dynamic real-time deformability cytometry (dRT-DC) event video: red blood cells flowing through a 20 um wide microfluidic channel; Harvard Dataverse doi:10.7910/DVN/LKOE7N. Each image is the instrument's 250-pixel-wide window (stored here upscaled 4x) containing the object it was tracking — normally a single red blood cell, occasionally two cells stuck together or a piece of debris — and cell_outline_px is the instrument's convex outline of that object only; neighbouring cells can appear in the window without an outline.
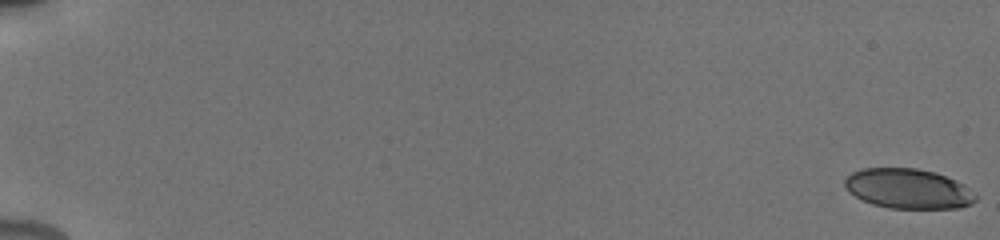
{"species": "human", "species_latin": "Homo sapiens", "temperature_condition": "cold", "stored_images_in_passage": 9, "camera_frame_rate_fps": 3000, "um_per_image_px": 0.085, "donor": {"sex": "male"}, "frame": {"image": 1, "passage_image": 1, "time_ms": 0.0, "image_size_px": [1000, 240], "cell_outline_px": [[976, 200], [972, 204], [960, 208], [888, 208], [872, 204], [848, 192], [844, 184], [844, 180], [852, 172], [864, 168], [916, 168], [936, 172], [956, 180], [964, 184], [976, 196]], "centroid_in_image_um": [77.2, 16.04], "position_along_channel_um": 7.8, "area_um2": 30.46}}